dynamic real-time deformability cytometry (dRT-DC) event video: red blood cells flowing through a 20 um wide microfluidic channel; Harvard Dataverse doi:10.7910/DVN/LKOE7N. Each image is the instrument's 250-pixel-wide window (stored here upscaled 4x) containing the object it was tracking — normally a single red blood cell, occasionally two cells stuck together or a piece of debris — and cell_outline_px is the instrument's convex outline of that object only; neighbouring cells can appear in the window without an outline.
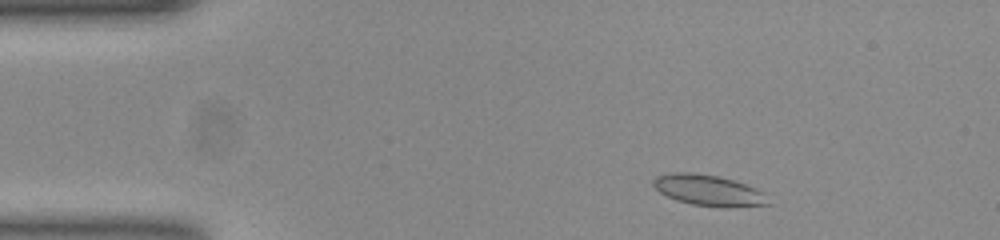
{"species": "common noctule bat (a hibernating species)", "species_latin": "Nyctalus noctula", "temperature_condition": "room temperature", "stored_images_in_passage": 46, "camera_frame_rate_fps": 3000, "um_per_image_px": 0.085, "animal": {"sex": "female", "body_mass_g": 23.0, "forearm_length_mm": 53.4}, "frame": {"image": 1, "passage_image": 1, "time_ms": 0.0, "image_size_px": [1000, 240], "cell_outline_px": [[772, 204], [724, 208], [692, 204], [676, 200], [660, 192], [652, 184], [652, 180], [656, 176], [672, 172], [692, 172], [720, 176], [756, 188], [764, 192]], "centroid_in_image_um": [60.24, 16.18], "position_along_channel_um": 24.8, "area_um2": 20.87}}
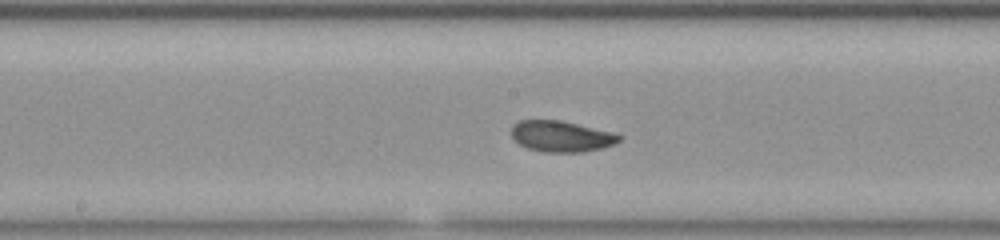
{"frame": {"image": 2, "passage_image": 20, "time_ms": 6.333, "image_size_px": [1000, 240], "cell_outline_px": [[624, 136], [620, 140], [612, 144], [600, 148], [580, 152], [544, 152], [528, 148], [520, 144], [512, 136], [512, 124], [520, 120], [560, 120], [612, 132]], "centroid_in_image_um": [47.7, 11.58], "position_along_channel_um": 200.5, "area_um2": 19.25}}
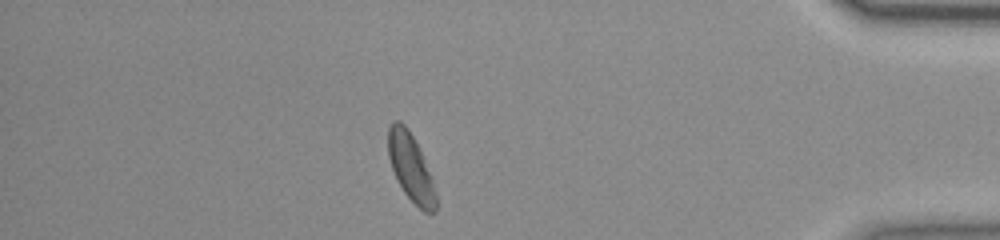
{"frame": {"image": 3, "passage_image": 39, "time_ms": 12.667, "image_size_px": [1000, 240], "cell_outline_px": [[436, 208], [432, 212], [424, 212], [404, 192], [396, 180], [388, 156], [388, 128], [392, 120], [400, 120], [408, 128], [420, 152], [432, 180], [436, 196]], "centroid_in_image_um": [34.87, 14.2], "position_along_channel_um": 400.3, "area_um2": 18.32}, "authors_computed_cell_mechanics": {"area_um2": 19.4786, "velocity_mm_per_s": 3.8343, "shape_relaxation_time_tau1_ms": 4.9589, "shape_relaxation_time_tau2_ms": 1.1093, "deformation_change_tau1": 0.1026, "deformation_change_tau2": 0.0561}}